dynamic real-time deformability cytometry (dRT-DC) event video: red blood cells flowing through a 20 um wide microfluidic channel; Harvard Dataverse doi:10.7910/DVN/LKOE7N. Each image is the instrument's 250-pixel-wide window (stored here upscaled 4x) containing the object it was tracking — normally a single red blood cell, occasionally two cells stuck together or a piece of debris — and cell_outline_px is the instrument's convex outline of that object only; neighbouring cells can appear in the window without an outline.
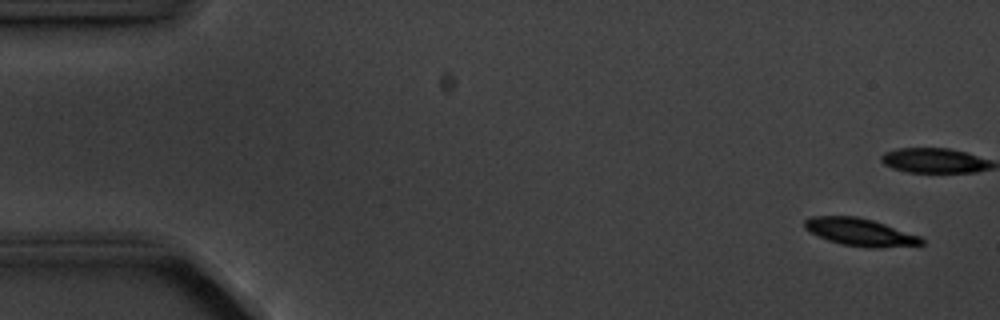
{"species": "common noctule bat (a hibernating species)", "species_latin": "Nyctalus noctula", "temperature_condition": "cold", "stored_images_in_passage": 4, "camera_frame_rate_fps": 3000, "um_per_image_px": 0.085, "animal": {"sex": "male", "body_mass_g": 20.1, "forearm_length_mm": 53.5}, "frame": {"image": 1, "passage_image": 1, "time_ms": 0.0, "image_size_px": [1000, 320], "cell_outline_px": [[924, 244], [880, 248], [868, 248], [844, 244], [828, 240], [804, 228], [804, 220], [808, 216], [856, 216], [872, 220], [920, 236], [924, 240]], "centroid_in_image_um": [73.1, 19.73], "position_along_channel_um": 11.9, "area_um2": 18.55}}